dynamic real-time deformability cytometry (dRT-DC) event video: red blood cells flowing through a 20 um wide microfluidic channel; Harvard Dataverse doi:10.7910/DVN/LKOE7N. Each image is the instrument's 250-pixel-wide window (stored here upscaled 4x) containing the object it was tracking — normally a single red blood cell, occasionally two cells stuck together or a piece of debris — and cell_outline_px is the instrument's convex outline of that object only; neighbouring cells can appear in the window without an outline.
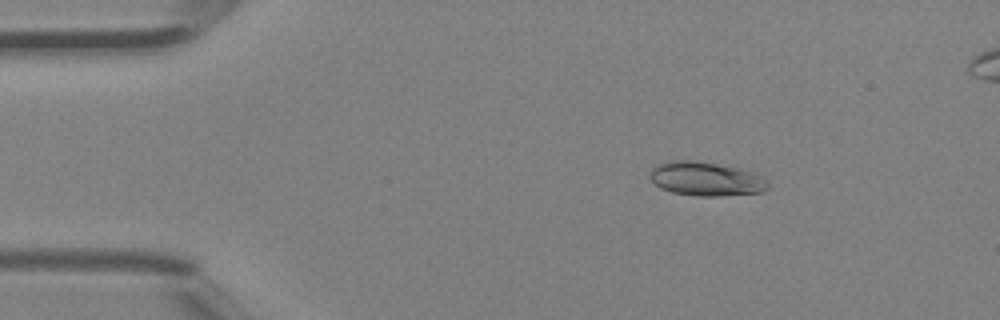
{"species": "Egyptian fruit bat (a non-hibernating species)", "species_latin": "Rousettus aegyptiacus", "temperature_condition": "room temperature", "stored_images_in_passage": 42, "segment_of_instrument_passage": [1, 2], "camera_frame_rate_fps": 3000, "um_per_image_px": 0.085, "animal": {"sex": "female"}, "frame": {"image": 1, "passage_image": 3, "time_ms": 0.667, "image_size_px": [1000, 320], "cell_outline_px": [[768, 188], [764, 192], [720, 196], [696, 196], [672, 192], [660, 188], [648, 176], [648, 172], [656, 164], [668, 160], [692, 160], [740, 168], [756, 172], [768, 180]], "centroid_in_image_um": [60.01, 15.2], "position_along_channel_um": 25.0, "area_um2": 23.76}}
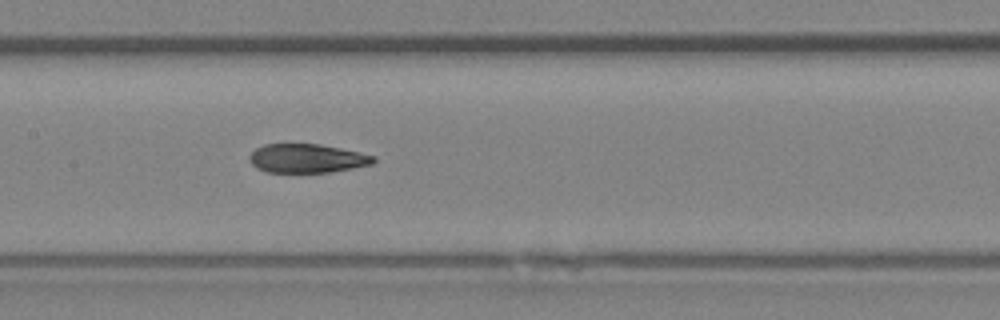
{"frame": {"image": 2, "passage_image": 18, "time_ms": 5.667, "image_size_px": [1000, 320], "cell_outline_px": [[376, 160], [372, 164], [332, 172], [264, 172], [256, 168], [252, 164], [248, 156], [256, 148], [264, 144], [320, 144], [340, 148], [376, 156]], "centroid_in_image_um": [26.08, 13.46], "position_along_channel_um": 181.3, "area_um2": 20.87}}
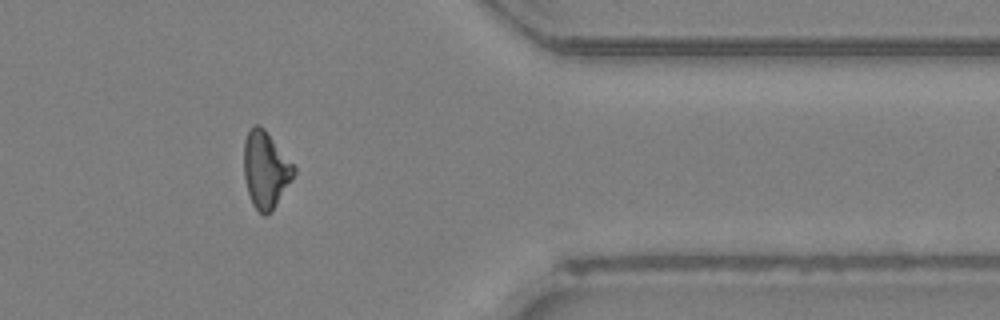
{"frame": {"image": 3, "passage_image": 33, "time_ms": 10.667, "image_size_px": [1000, 320], "cell_outline_px": [[296, 172], [292, 180], [272, 208], [264, 216], [252, 204], [248, 192], [244, 176], [244, 140], [252, 124], [260, 124], [264, 128], [296, 168]], "centroid_in_image_um": [22.56, 14.37], "position_along_channel_um": 388.8, "area_um2": 21.96}}